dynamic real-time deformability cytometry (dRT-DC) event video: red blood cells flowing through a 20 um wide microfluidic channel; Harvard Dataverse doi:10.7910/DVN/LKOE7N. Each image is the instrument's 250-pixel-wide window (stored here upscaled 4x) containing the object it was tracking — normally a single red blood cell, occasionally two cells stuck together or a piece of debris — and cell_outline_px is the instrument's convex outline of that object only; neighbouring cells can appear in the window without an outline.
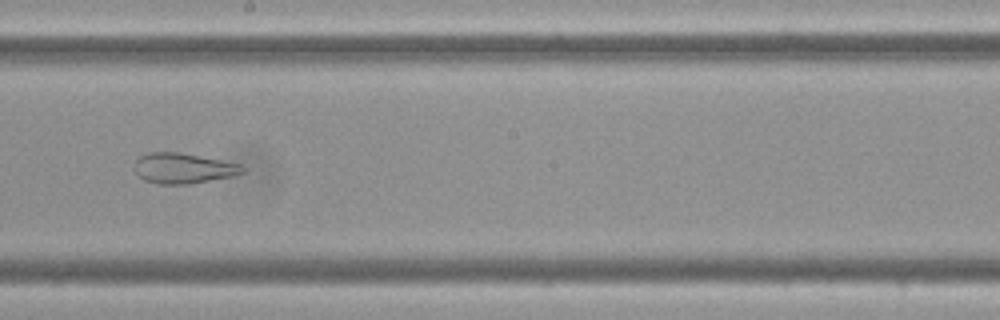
{"species": "Egyptian fruit bat (a non-hibernating species)", "species_latin": "Rousettus aegyptiacus", "temperature_condition": "cold", "stored_images_in_passage": 47, "camera_frame_rate_fps": 3000, "um_per_image_px": 0.085, "frame": {"image": 1, "passage_image": 22, "time_ms": 7.0, "image_size_px": [1000, 320], "cell_outline_px": [[244, 172], [232, 176], [192, 184], [160, 184], [144, 180], [136, 172], [136, 160], [140, 156], [148, 152], [180, 152], [240, 164], [244, 168]], "centroid_in_image_um": [15.58, 14.3], "position_along_channel_um": 232.6, "area_um2": 18.96}}
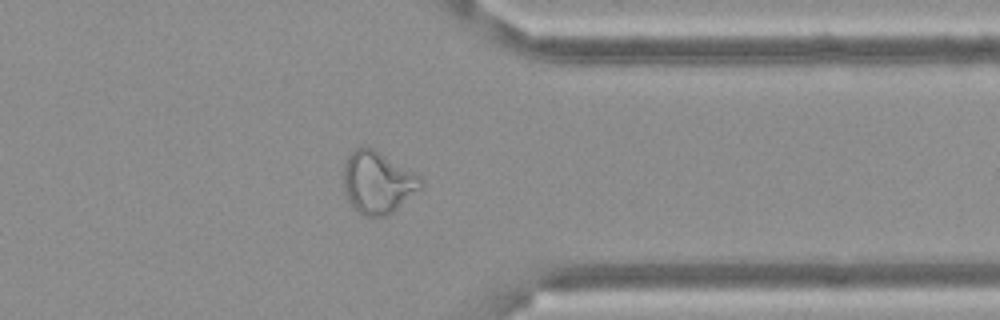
{"frame": {"image": 2, "passage_image": 35, "time_ms": 11.333, "image_size_px": [1000, 320], "cell_outline_px": [[420, 188], [388, 216], [364, 216], [356, 212], [352, 208], [348, 200], [344, 188], [344, 164], [348, 156], [356, 148], [372, 148], [380, 152], [420, 176]], "centroid_in_image_um": [32.06, 15.53], "position_along_channel_um": 379.3, "area_um2": 27.51}}
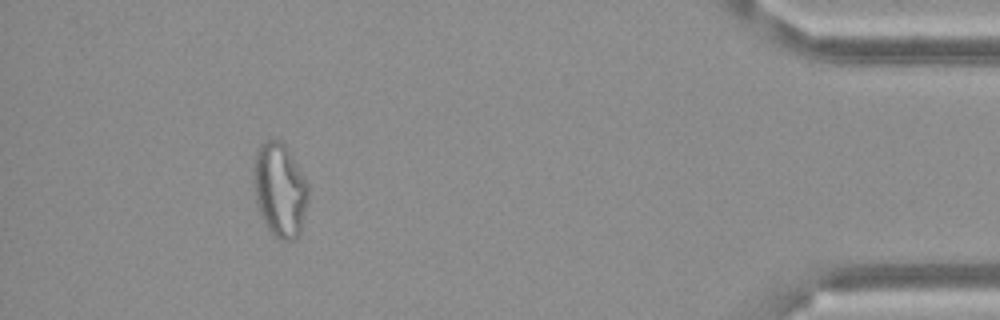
{"frame": {"image": 3, "passage_image": 42, "time_ms": 13.667, "image_size_px": [1000, 320], "cell_outline_px": [[308, 200], [300, 232], [292, 240], [280, 240], [272, 236], [256, 204], [252, 184], [252, 168], [256, 148], [264, 140], [280, 140], [284, 144], [308, 184]], "centroid_in_image_um": [23.73, 16.13], "position_along_channel_um": 411.5, "area_um2": 30.11}, "authors_computed_cell_mechanics": {"area_um2": 27.3394, "velocity_mm_per_s": 3.5236, "shape_relaxation_time_tau1_ms": null, "shape_relaxation_time_tau2_ms": 1.5967, "deformation_change_tau1": null, "deformation_change_tau2": 0.1038}}